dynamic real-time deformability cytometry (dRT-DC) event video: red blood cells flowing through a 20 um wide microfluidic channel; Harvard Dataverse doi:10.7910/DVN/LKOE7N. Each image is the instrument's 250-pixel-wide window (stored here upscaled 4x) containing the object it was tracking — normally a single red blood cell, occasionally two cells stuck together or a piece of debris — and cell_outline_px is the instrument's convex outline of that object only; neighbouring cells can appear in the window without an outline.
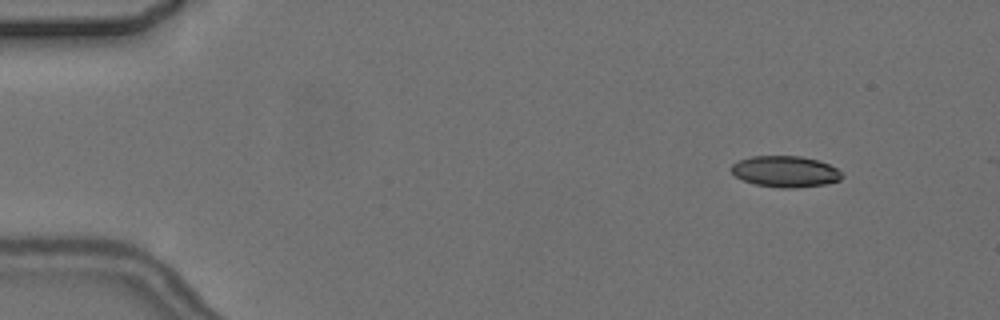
{"species": "common noctule bat (a hibernating species)", "species_latin": "Nyctalus noctula", "temperature_condition": "cold", "stored_images_in_passage": 5, "camera_frame_rate_fps": 3000, "um_per_image_px": 0.085, "animal": {"sex": "female", "body_mass_g": 24.6, "forearm_length_mm": 56.2}, "frame": {"image": 1, "passage_image": 2, "time_ms": 1.0, "image_size_px": [1000, 320], "cell_outline_px": [[844, 176], [840, 180], [824, 184], [796, 188], [780, 188], [756, 184], [744, 180], [736, 176], [732, 172], [732, 164], [740, 160], [752, 156], [800, 156], [816, 160], [828, 164], [836, 168]], "centroid_in_image_um": [66.76, 14.58], "position_along_channel_um": 18.2, "area_um2": 19.88}}
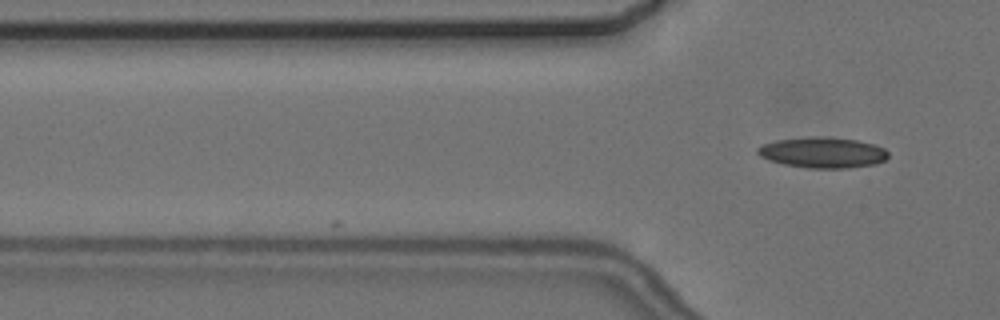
{"frame": {"image": 2, "passage_image": 5, "time_ms": 4.667, "image_size_px": [1000, 320], "cell_outline_px": [[888, 156], [884, 160], [876, 164], [848, 168], [808, 168], [784, 164], [760, 156], [756, 152], [756, 148], [764, 144], [776, 140], [812, 136], [820, 136], [856, 140], [872, 144], [884, 148], [888, 152]], "centroid_in_image_um": [69.93, 12.96], "position_along_channel_um": 55.9, "area_um2": 23.24}}